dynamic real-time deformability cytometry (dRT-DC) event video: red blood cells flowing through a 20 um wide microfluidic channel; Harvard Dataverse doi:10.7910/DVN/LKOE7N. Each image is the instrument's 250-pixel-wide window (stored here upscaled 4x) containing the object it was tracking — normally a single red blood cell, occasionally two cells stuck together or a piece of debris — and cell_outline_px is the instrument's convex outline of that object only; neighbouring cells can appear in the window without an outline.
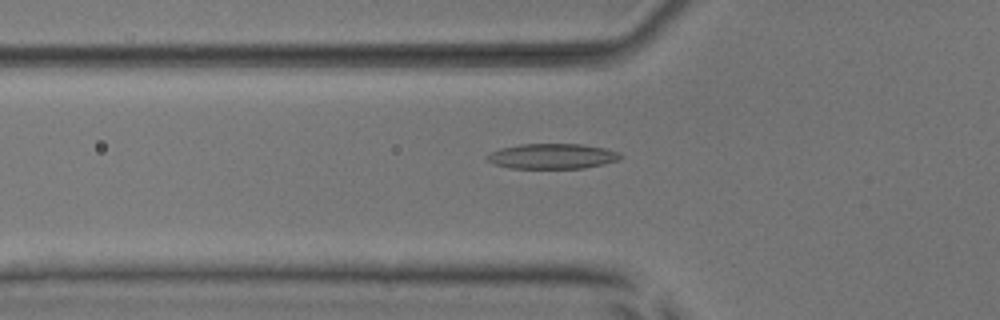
{"species": "common noctule bat (a hibernating species)", "species_latin": "Nyctalus noctula", "temperature_condition": "room temperature", "stored_images_in_passage": 39, "camera_frame_rate_fps": 3000, "um_per_image_px": 0.085, "animal": {"sex": "male", "body_mass_g": 17.9, "forearm_length_mm": 54.2}, "frame": {"image": 1, "passage_image": 4, "time_ms": 1.0, "image_size_px": [1000, 320], "cell_outline_px": [[624, 156], [616, 160], [604, 164], [584, 168], [512, 168], [496, 164], [484, 160], [484, 156], [488, 152], [500, 148], [520, 144], [584, 144], [604, 148], [620, 152]], "centroid_in_image_um": [46.91, 13.27], "position_along_channel_um": 78.9, "area_um2": 19.77}}
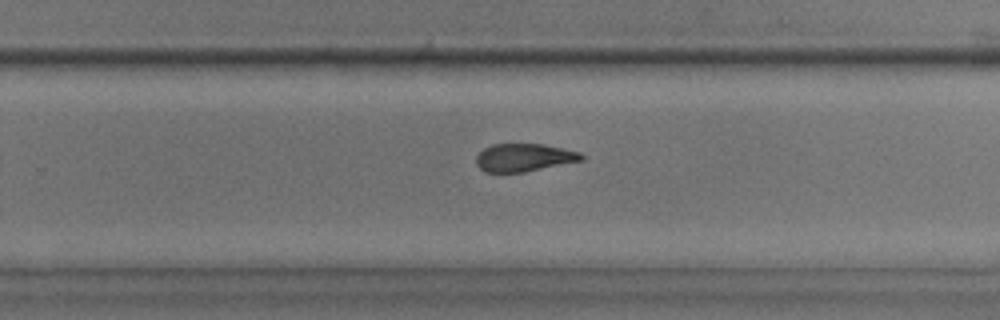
{"frame": {"image": 2, "passage_image": 20, "time_ms": 6.333, "image_size_px": [1000, 320], "cell_outline_px": [[584, 160], [524, 172], [484, 172], [476, 164], [476, 156], [484, 148], [492, 144], [544, 144], [580, 152], [584, 156]], "centroid_in_image_um": [44.54, 13.39], "position_along_channel_um": 285.3, "area_um2": 17.11}}
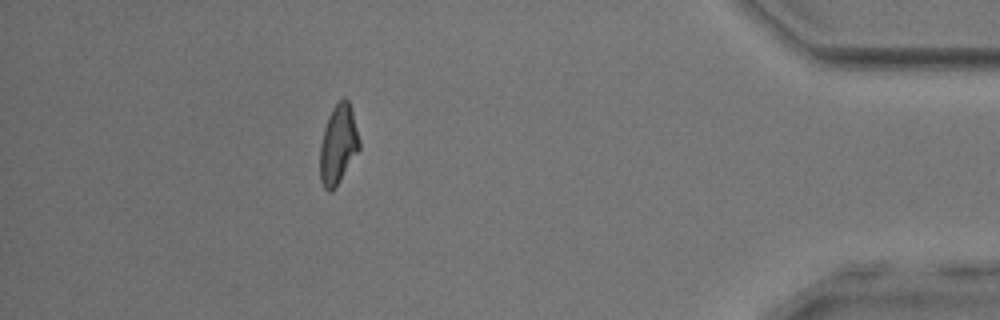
{"frame": {"image": 3, "passage_image": 33, "time_ms": 10.667, "image_size_px": [1000, 320], "cell_outline_px": [[360, 148], [340, 180], [332, 192], [328, 192], [324, 188], [320, 180], [320, 144], [324, 128], [328, 116], [332, 108], [344, 96], [348, 100], [352, 112], [360, 140]], "centroid_in_image_um": [28.73, 12.29], "position_along_channel_um": 406.5, "area_um2": 18.09}, "authors_computed_cell_mechanics": {"area_um2": 18.0914, "velocity_mm_per_s": 3.8855, "shape_relaxation_time_tau1_ms": 8.2851, "shape_relaxation_time_tau2_ms": 3.4868, "deformation_change_tau1": 0.2094, "deformation_change_tau2": 0.1302}}